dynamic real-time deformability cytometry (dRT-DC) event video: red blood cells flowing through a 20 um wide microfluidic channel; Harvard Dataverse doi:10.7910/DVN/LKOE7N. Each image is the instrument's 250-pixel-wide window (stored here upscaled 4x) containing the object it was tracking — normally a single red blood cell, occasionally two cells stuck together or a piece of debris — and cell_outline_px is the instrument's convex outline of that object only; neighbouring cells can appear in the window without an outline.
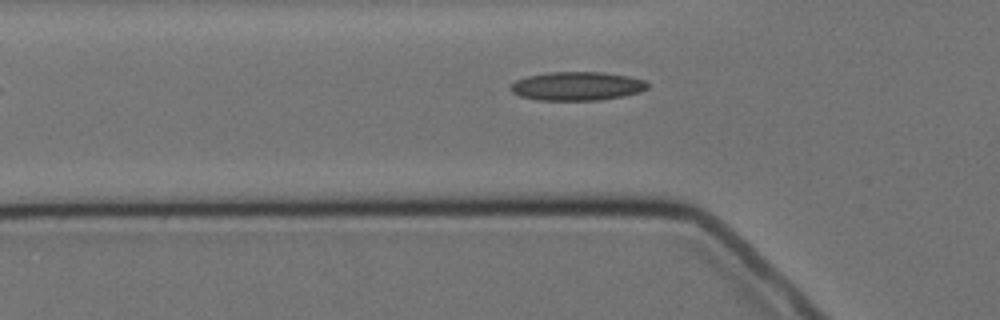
{"species": "Egyptian fruit bat (a non-hibernating species)", "species_latin": "Rousettus aegyptiacus", "temperature_condition": "cold", "stored_images_in_passage": 5, "camera_frame_rate_fps": 3000, "um_per_image_px": 0.085, "animal": {"sex": "female"}, "frame": {"image": 1, "passage_image": 5, "time_ms": 5.333, "image_size_px": [1000, 320], "cell_outline_px": [[648, 88], [640, 92], [600, 100], [540, 100], [520, 96], [512, 92], [508, 88], [516, 80], [528, 76], [548, 72], [604, 72], [628, 76], [644, 80], [648, 84]], "centroid_in_image_um": [49.04, 7.31], "position_along_channel_um": 76.8, "area_um2": 22.83}}